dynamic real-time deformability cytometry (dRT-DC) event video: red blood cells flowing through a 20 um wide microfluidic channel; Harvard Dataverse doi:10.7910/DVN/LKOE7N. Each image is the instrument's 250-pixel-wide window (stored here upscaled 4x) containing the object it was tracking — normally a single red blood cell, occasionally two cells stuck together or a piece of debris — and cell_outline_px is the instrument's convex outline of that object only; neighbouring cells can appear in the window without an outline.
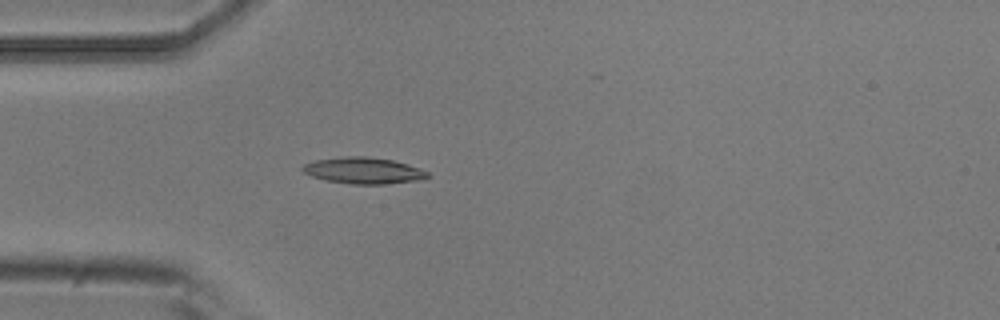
{"species": "common noctule bat (a hibernating species)", "species_latin": "Nyctalus noctula", "temperature_condition": "room temperature", "stored_images_in_passage": 3, "camera_frame_rate_fps": 3000, "um_per_image_px": 0.085, "animal": {"sex": "male", "body_mass_g": 20.5, "forearm_length_mm": 52.5}, "frame": {"image": 1, "passage_image": 3, "time_ms": 0.667, "image_size_px": [1000, 320], "cell_outline_px": [[432, 176], [424, 180], [384, 184], [352, 184], [328, 180], [312, 176], [304, 172], [300, 168], [304, 164], [316, 160], [344, 156], [368, 156], [392, 160], [408, 164], [428, 172]], "centroid_in_image_um": [30.95, 14.5], "position_along_channel_um": 54.1, "area_um2": 19.25}}